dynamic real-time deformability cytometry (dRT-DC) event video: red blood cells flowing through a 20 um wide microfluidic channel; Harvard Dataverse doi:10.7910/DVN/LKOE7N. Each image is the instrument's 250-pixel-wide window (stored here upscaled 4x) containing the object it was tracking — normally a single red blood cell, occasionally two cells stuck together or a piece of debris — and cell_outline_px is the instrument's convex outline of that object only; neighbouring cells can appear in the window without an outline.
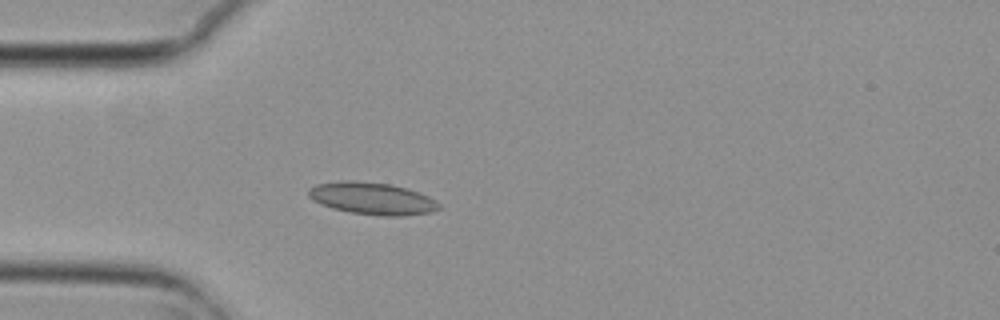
{"species": "common noctule bat (a hibernating species)", "species_latin": "Nyctalus noctula", "temperature_condition": "cold", "stored_images_in_passage": 2, "camera_frame_rate_fps": 3000, "um_per_image_px": 0.085, "animal": {"sex": "female", "body_mass_g": 29.2, "forearm_length_mm": 56.3}, "frame": {"image": 1, "passage_image": 2, "time_ms": 0.333, "image_size_px": [1000, 320], "cell_outline_px": [[440, 208], [432, 212], [404, 216], [384, 216], [352, 212], [332, 208], [320, 204], [312, 200], [308, 196], [308, 188], [316, 184], [344, 180], [352, 180], [388, 184], [408, 188], [420, 192], [436, 200], [440, 204]], "centroid_in_image_um": [31.64, 16.86], "position_along_channel_um": 53.4, "area_um2": 24.57}}